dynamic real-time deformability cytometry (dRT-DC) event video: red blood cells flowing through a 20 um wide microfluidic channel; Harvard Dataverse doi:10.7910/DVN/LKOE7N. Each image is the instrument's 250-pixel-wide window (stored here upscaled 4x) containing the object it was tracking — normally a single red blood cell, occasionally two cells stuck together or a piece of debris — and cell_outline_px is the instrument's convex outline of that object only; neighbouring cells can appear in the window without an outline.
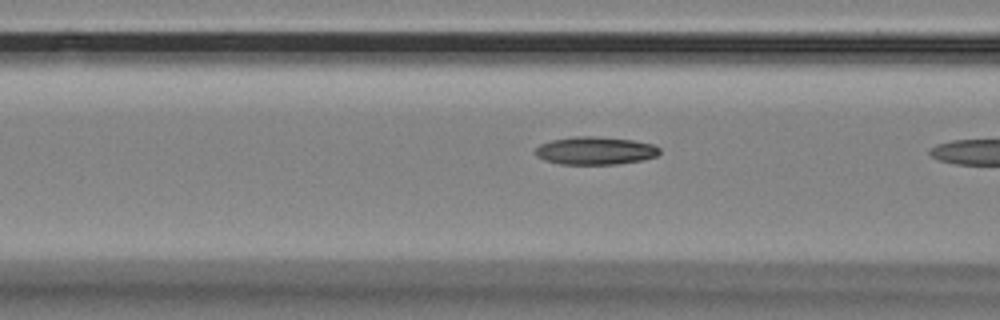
{"species": "Egyptian fruit bat (a non-hibernating species)", "species_latin": "Rousettus aegyptiacus", "temperature_condition": "room temperature", "stored_images_in_passage": 8, "camera_frame_rate_fps": 3000, "um_per_image_px": 0.085, "animal": {"sex": "female"}, "frame": {"image": 1, "passage_image": 7, "time_ms": 2.0, "image_size_px": [1000, 320], "cell_outline_px": [[660, 152], [656, 156], [640, 160], [616, 164], [560, 164], [544, 160], [536, 156], [536, 148], [540, 144], [552, 140], [576, 136], [592, 136], [632, 140], [652, 144], [660, 148]], "centroid_in_image_um": [50.58, 12.81], "position_along_channel_um": 116.0, "area_um2": 20.0}}